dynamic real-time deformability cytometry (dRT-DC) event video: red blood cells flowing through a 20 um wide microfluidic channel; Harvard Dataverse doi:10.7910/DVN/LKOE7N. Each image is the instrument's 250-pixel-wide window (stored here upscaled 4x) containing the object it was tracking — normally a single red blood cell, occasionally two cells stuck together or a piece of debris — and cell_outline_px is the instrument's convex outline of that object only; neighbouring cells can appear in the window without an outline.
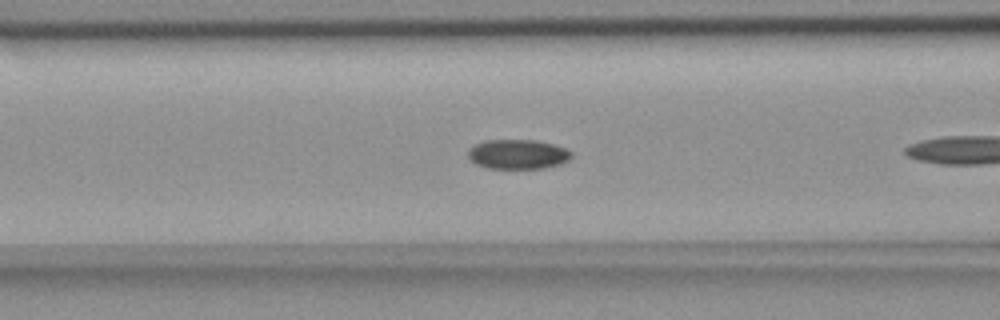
{"species": "common noctule bat (a hibernating species)", "species_latin": "Nyctalus noctula", "temperature_condition": "room temperature", "stored_images_in_passage": 24, "camera_frame_rate_fps": 3000, "um_per_image_px": 0.085, "animal": {"sex": "female", "body_mass_g": 18.4}, "frame": {"image": 1, "passage_image": 8, "time_ms": 2.333, "image_size_px": [1000, 320], "cell_outline_px": [[572, 156], [568, 160], [560, 164], [544, 168], [488, 168], [476, 164], [468, 156], [468, 152], [476, 144], [484, 140], [536, 140], [552, 144], [564, 148], [572, 152]], "centroid_in_image_um": [44.03, 13.11], "position_along_channel_um": 122.6, "area_um2": 17.63}}
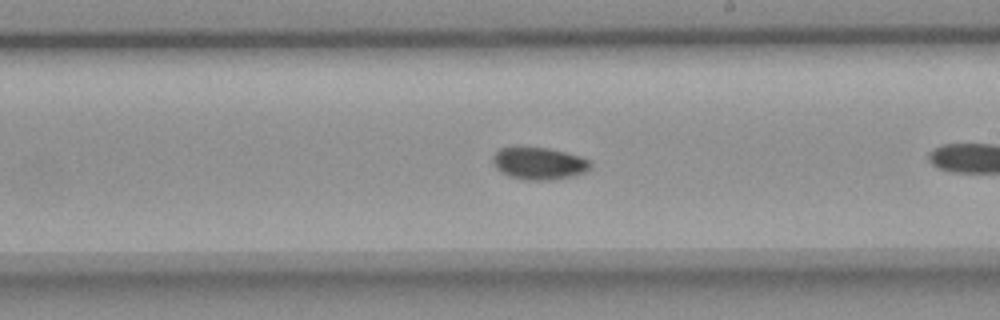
{"frame": {"image": 2, "passage_image": 18, "time_ms": 5.667, "image_size_px": [1000, 320], "cell_outline_px": [[592, 164], [584, 172], [572, 176], [548, 180], [524, 180], [508, 176], [496, 168], [492, 160], [496, 152], [500, 148], [516, 144], [520, 144], [548, 148], [580, 156], [592, 160]], "centroid_in_image_um": [45.77, 13.84], "position_along_channel_um": 243.2, "area_um2": 18.84}}
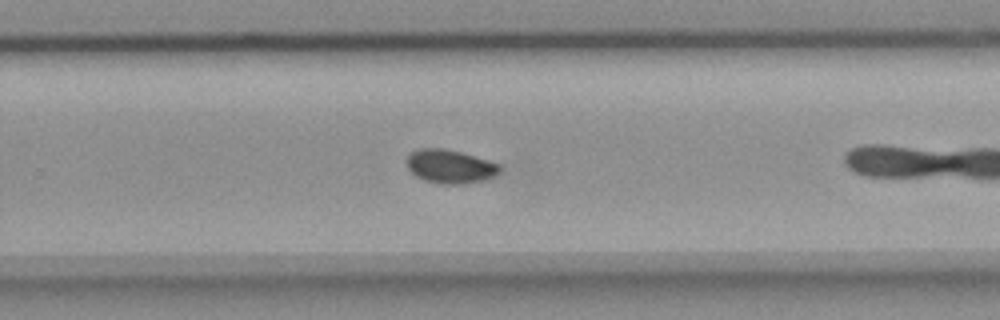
{"frame": {"image": 3, "passage_image": 22, "time_ms": 7.0, "image_size_px": [1000, 320], "cell_outline_px": [[500, 172], [496, 176], [484, 180], [460, 184], [440, 184], [424, 180], [416, 176], [408, 168], [404, 160], [412, 152], [420, 148], [440, 148], [460, 152], [488, 160], [500, 164]], "centroid_in_image_um": [38.25, 14.15], "position_along_channel_um": 291.6, "area_um2": 18.26}}